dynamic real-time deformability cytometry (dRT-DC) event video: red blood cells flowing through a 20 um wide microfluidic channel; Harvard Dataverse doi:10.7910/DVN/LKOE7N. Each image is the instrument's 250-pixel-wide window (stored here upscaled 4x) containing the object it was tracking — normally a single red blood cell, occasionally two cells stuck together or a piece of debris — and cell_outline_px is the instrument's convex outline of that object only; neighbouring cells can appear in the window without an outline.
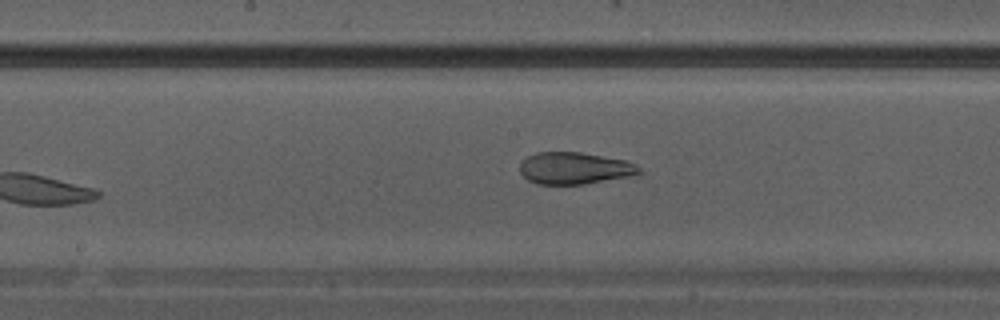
{"species": "Egyptian fruit bat (a non-hibernating species)", "species_latin": "Rousettus aegyptiacus", "temperature_condition": "warm", "stored_images_in_passage": 16, "camera_frame_rate_fps": 3000, "um_per_image_px": 0.085, "animal": {"sex": "male"}, "frame": {"image": 1, "passage_image": 16, "time_ms": 5.0, "image_size_px": [1000, 320], "cell_outline_px": [[640, 172], [628, 176], [584, 184], [536, 184], [528, 180], [520, 172], [520, 164], [528, 156], [536, 152], [580, 152], [628, 160], [636, 164], [640, 168]], "centroid_in_image_um": [48.82, 14.29], "position_along_channel_um": 199.4, "area_um2": 22.08}}